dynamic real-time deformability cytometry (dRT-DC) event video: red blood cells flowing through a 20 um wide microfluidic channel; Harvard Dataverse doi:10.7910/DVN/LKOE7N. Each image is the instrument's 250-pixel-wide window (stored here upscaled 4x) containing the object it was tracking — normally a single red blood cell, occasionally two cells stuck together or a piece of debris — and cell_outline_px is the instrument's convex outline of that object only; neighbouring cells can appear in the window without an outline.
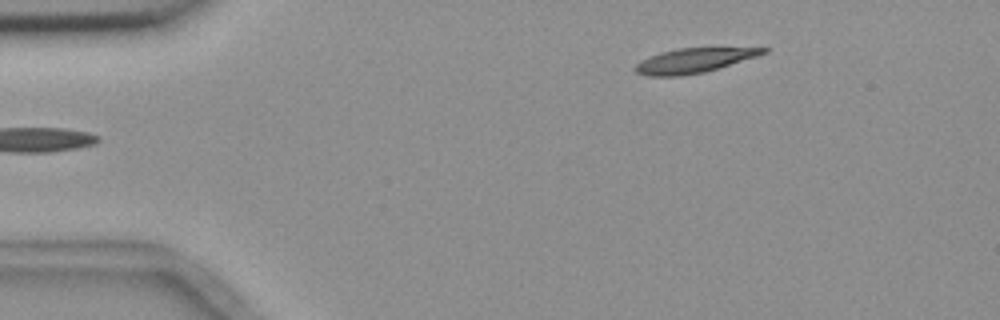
{"species": "common noctule bat (a hibernating species)", "species_latin": "Nyctalus noctula", "temperature_condition": "room temperature", "stored_images_in_passage": 2, "camera_frame_rate_fps": 3000, "um_per_image_px": 0.085, "animal": {"sex": "female", "body_mass_g": 18.4}, "frame": {"image": 1, "passage_image": 2, "time_ms": 1.333, "image_size_px": [1000, 320], "cell_outline_px": [[768, 52], [756, 56], [704, 72], [680, 76], [648, 76], [636, 72], [636, 64], [640, 60], [648, 56], [660, 52], [676, 48], [720, 44], [768, 48]], "centroid_in_image_um": [59.08, 5.06], "position_along_channel_um": 25.9, "area_um2": 19.36}}